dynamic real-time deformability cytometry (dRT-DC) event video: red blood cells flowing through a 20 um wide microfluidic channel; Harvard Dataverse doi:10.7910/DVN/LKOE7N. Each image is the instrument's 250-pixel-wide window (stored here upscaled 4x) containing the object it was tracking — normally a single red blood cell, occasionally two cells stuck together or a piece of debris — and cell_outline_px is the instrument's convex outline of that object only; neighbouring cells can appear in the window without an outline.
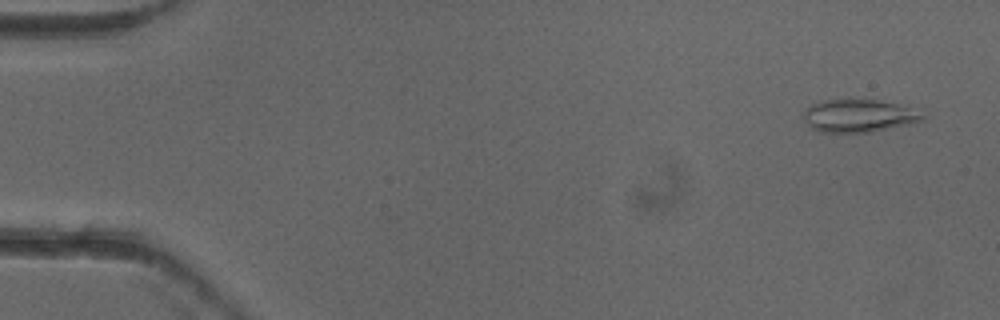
{"species": "common noctule bat (a hibernating species)", "species_latin": "Nyctalus noctula", "temperature_condition": "cold", "stored_images_in_passage": 5, "camera_frame_rate_fps": 3000, "um_per_image_px": 0.085, "animal": {"sex": "female"}, "frame": {"image": 1, "passage_image": 1, "time_ms": 0.0, "image_size_px": [1000, 320], "cell_outline_px": [[924, 120], [908, 124], [872, 132], [820, 132], [812, 128], [804, 120], [804, 108], [812, 104], [824, 100], [848, 96], [876, 100], [896, 104], [924, 116]], "centroid_in_image_um": [72.88, 9.81], "position_along_channel_um": 12.1, "area_um2": 22.89}}